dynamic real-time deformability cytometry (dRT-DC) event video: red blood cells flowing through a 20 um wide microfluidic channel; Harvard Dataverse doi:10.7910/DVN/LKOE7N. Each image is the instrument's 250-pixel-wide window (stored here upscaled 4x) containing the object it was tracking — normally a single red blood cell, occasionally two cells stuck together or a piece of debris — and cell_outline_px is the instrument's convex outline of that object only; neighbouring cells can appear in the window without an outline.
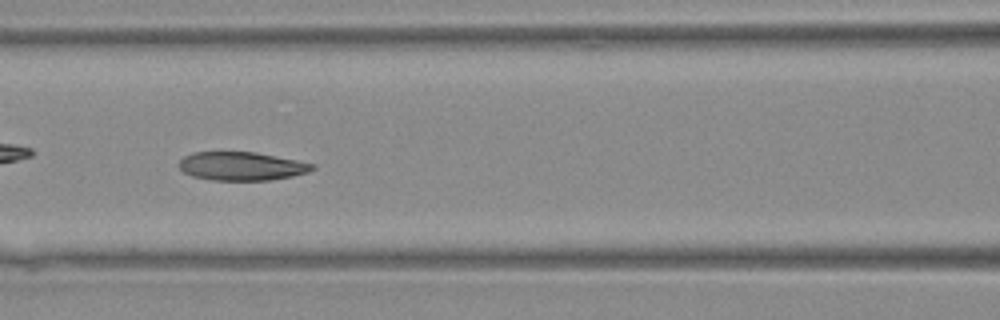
{"species": "Egyptian fruit bat (a non-hibernating species)", "species_latin": "Rousettus aegyptiacus", "temperature_condition": "warm", "stored_images_in_passage": 33, "camera_frame_rate_fps": 3000, "um_per_image_px": 0.085, "animal": {"sex": "female"}, "frame": {"image": 1, "passage_image": 10, "time_ms": 3.0, "image_size_px": [1000, 320], "cell_outline_px": [[316, 168], [308, 172], [292, 176], [268, 180], [212, 180], [192, 176], [184, 172], [176, 164], [184, 156], [196, 152], [256, 152], [316, 164]], "centroid_in_image_um": [20.53, 14.12], "position_along_channel_um": 146.1, "area_um2": 22.14}}
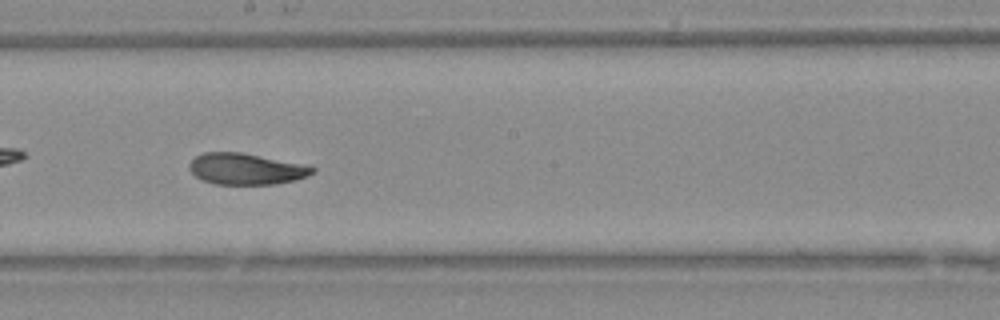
{"frame": {"image": 2, "passage_image": 15, "time_ms": 4.667, "image_size_px": [1000, 320], "cell_outline_px": [[316, 172], [308, 176], [276, 184], [212, 184], [196, 176], [188, 168], [188, 164], [196, 156], [204, 152], [240, 152], [316, 168]], "centroid_in_image_um": [20.85, 14.37], "position_along_channel_um": 227.3, "area_um2": 21.96}}